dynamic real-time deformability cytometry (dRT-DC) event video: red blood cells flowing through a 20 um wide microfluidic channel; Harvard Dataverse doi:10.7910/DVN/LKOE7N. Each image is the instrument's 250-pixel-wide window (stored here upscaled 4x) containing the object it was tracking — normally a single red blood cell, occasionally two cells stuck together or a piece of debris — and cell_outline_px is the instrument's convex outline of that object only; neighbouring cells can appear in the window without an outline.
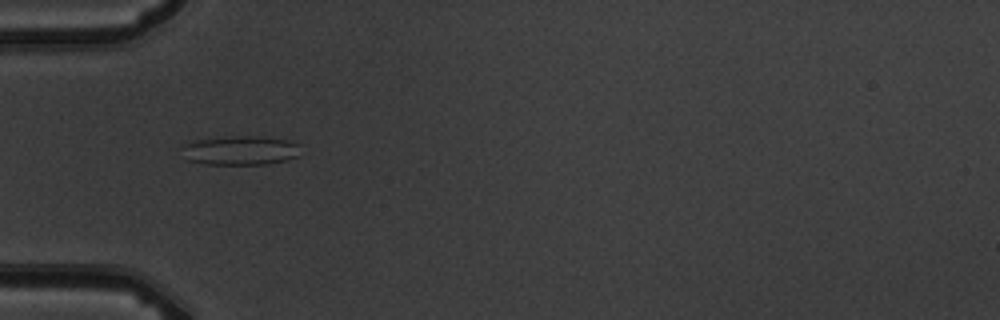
{"species": "common noctule bat (a hibernating species)", "species_latin": "Nyctalus noctula", "temperature_condition": "warm", "stored_images_in_passage": 12, "camera_frame_rate_fps": 3000, "um_per_image_px": 0.085, "animal": {"sex": "male", "body_mass_g": 19.5, "forearm_length_mm": 54.6}, "frame": {"image": 1, "passage_image": 6, "time_ms": 5.667, "image_size_px": [1000, 320], "cell_outline_px": [[300, 156], [288, 160], [268, 164], [204, 164], [188, 160], [180, 148], [184, 144], [192, 140], [224, 136], [260, 136], [284, 140], [300, 144]], "centroid_in_image_um": [20.43, 12.78], "position_along_channel_um": 64.6, "area_um2": 20.52}}
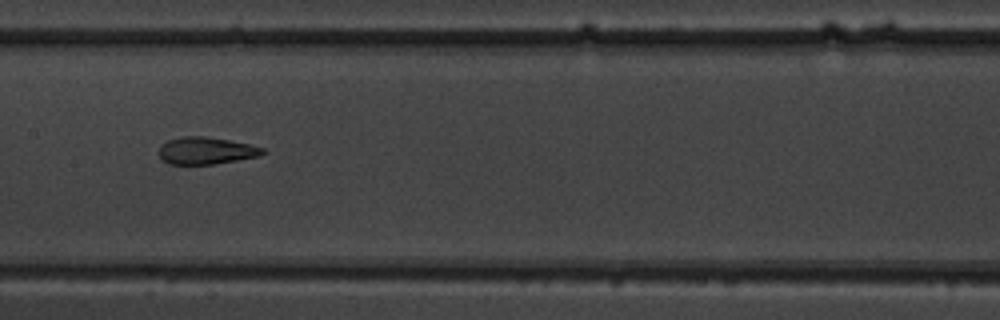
{"frame": {"image": 2, "passage_image": 9, "time_ms": 9.0, "image_size_px": [1000, 320], "cell_outline_px": [[268, 152], [260, 156], [212, 164], [168, 164], [160, 160], [160, 148], [168, 140], [180, 136], [204, 136], [228, 140], [248, 144], [264, 148]], "centroid_in_image_um": [17.52, 12.81], "position_along_channel_um": 189.9, "area_um2": 16.36}}
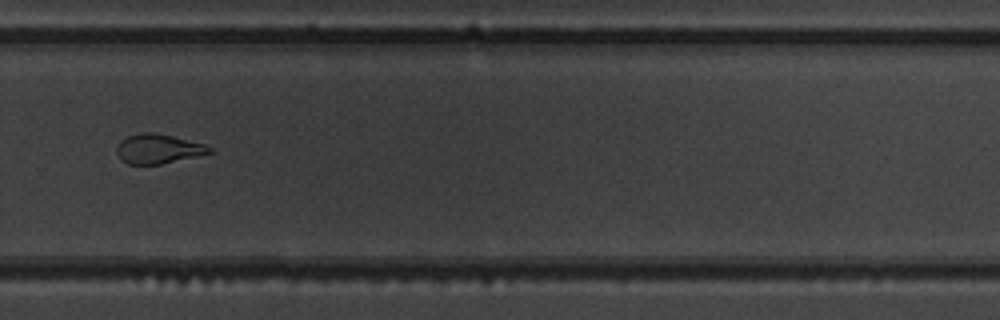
{"frame": {"image": 3, "passage_image": 12, "time_ms": 12.333, "image_size_px": [1000, 320], "cell_outline_px": [[212, 152], [196, 156], [160, 164], [128, 164], [120, 160], [116, 152], [116, 148], [120, 140], [128, 136], [144, 132], [152, 132], [172, 136], [204, 144], [212, 148]], "centroid_in_image_um": [13.4, 12.65], "position_along_channel_um": 316.4, "area_um2": 15.78}}